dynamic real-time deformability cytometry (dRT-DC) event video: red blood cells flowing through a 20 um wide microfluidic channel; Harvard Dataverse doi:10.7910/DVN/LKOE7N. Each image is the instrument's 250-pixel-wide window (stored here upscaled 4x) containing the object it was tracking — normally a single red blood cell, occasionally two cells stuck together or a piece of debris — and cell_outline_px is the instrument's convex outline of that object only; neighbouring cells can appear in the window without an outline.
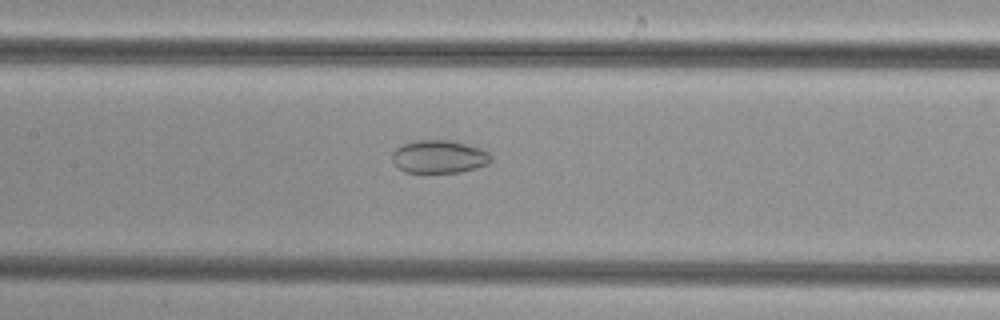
{"species": "common noctule bat (a hibernating species)", "species_latin": "Nyctalus noctula", "temperature_condition": "cold", "stored_images_in_passage": 39, "camera_frame_rate_fps": 3000, "um_per_image_px": 0.085, "animal": {"sex": "female", "body_mass_g": 29.2, "forearm_length_mm": 56.3}, "frame": {"image": 1, "passage_image": 12, "time_ms": 3.667, "image_size_px": [1000, 320], "cell_outline_px": [[492, 160], [488, 164], [476, 168], [460, 172], [424, 176], [404, 172], [392, 160], [392, 152], [396, 148], [404, 144], [416, 140], [452, 140], [480, 148], [488, 152], [492, 156]], "centroid_in_image_um": [37.31, 13.37], "position_along_channel_um": 170.1, "area_um2": 19.77}}
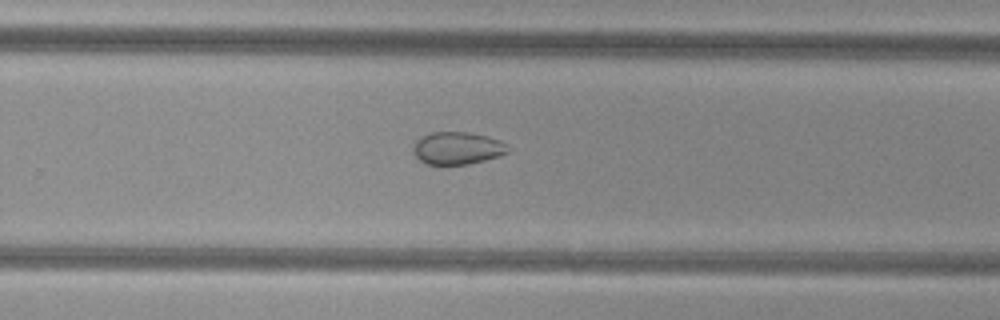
{"frame": {"image": 2, "passage_image": 21, "time_ms": 6.667, "image_size_px": [1000, 320], "cell_outline_px": [[512, 148], [508, 152], [484, 160], [468, 164], [424, 164], [412, 152], [412, 148], [416, 140], [420, 136], [428, 132], [468, 132], [488, 136], [500, 140]], "centroid_in_image_um": [38.85, 12.58], "position_along_channel_um": 291.0, "area_um2": 18.09}}
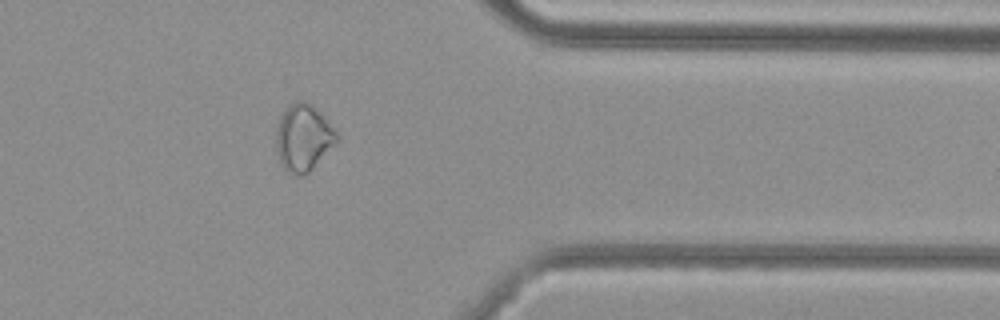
{"frame": {"image": 3, "passage_image": 29, "time_ms": 9.333, "image_size_px": [1000, 320], "cell_outline_px": [[340, 136], [312, 168], [304, 176], [296, 176], [288, 172], [280, 164], [276, 148], [276, 132], [280, 116], [296, 100], [304, 100], [312, 104], [324, 116]], "centroid_in_image_um": [25.76, 11.7], "position_along_channel_um": 385.6, "area_um2": 23.29}}